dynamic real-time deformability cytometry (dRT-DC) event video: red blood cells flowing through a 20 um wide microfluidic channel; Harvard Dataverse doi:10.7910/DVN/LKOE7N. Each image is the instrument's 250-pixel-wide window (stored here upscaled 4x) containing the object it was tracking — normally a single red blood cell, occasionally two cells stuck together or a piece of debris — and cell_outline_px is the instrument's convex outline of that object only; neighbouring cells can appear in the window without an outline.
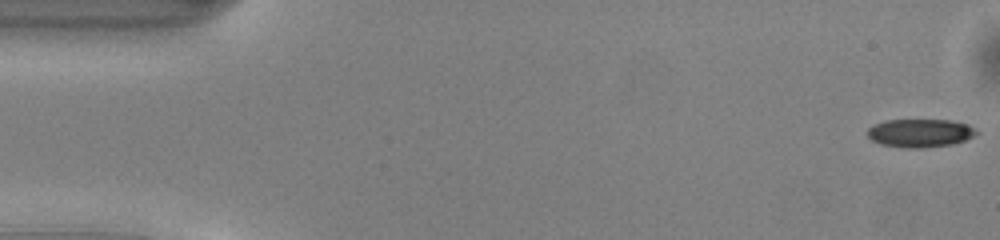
{"species": "common noctule bat (a hibernating species)", "species_latin": "Nyctalus noctula", "temperature_condition": "warm", "stored_images_in_passage": 10, "camera_frame_rate_fps": 3000, "um_per_image_px": 0.085, "animal": {"sex": "male", "body_mass_g": 13.0, "forearm_length_mm": 53.1}, "frame": {"image": 1, "passage_image": 1, "time_ms": 0.0, "image_size_px": [1000, 240], "cell_outline_px": [[980, 132], [964, 140], [952, 144], [924, 148], [904, 148], [880, 144], [872, 140], [868, 136], [868, 128], [876, 124], [888, 120], [952, 120], [968, 124]], "centroid_in_image_um": [78.22, 11.31], "position_along_channel_um": 6.8, "area_um2": 17.92}}